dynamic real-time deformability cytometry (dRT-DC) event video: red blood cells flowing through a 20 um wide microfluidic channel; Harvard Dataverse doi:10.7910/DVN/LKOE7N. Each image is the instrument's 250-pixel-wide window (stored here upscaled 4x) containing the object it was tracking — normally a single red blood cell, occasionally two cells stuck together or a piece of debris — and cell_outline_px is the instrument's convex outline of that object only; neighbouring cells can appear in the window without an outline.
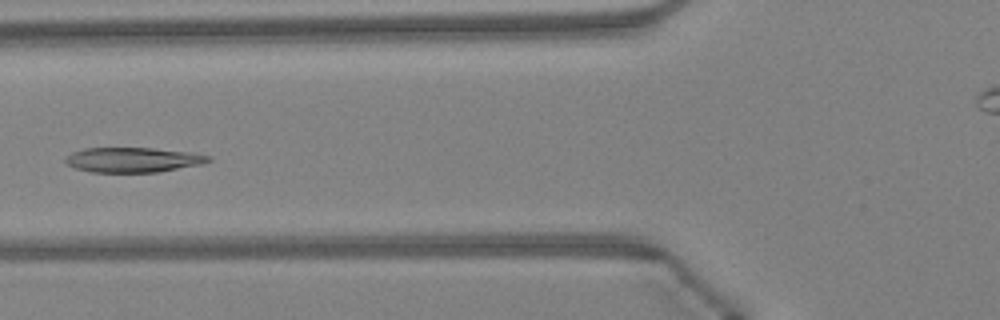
{"species": "Egyptian fruit bat (a non-hibernating species)", "species_latin": "Rousettus aegyptiacus", "temperature_condition": "warm", "stored_images_in_passage": 48, "camera_frame_rate_fps": 3000, "um_per_image_px": 0.085, "animal": {"sex": "female"}, "frame": {"image": 1, "passage_image": 18, "time_ms": 5.667, "image_size_px": [1000, 320], "cell_outline_px": [[212, 160], [204, 164], [160, 172], [92, 172], [76, 168], [64, 164], [64, 160], [72, 152], [84, 148], [152, 148], [188, 152], [212, 156]], "centroid_in_image_um": [11.33, 13.59], "position_along_channel_um": 114.5, "area_um2": 20.87}}
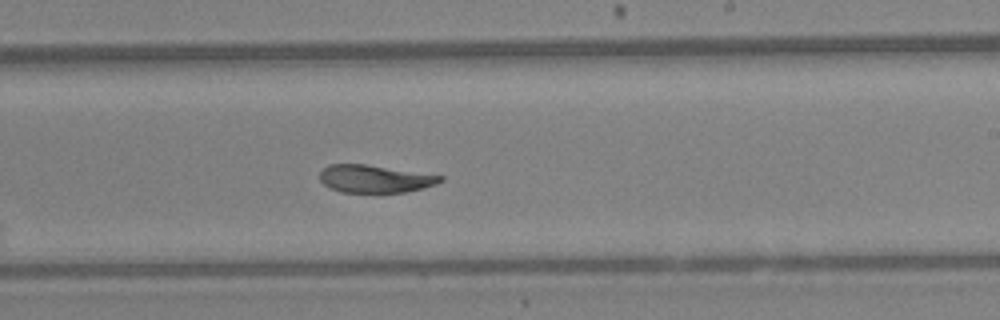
{"frame": {"image": 2, "passage_image": 28, "time_ms": 9.0, "image_size_px": [1000, 320], "cell_outline_px": [[444, 180], [436, 184], [424, 188], [404, 192], [340, 192], [328, 188], [320, 180], [320, 172], [328, 164], [364, 164], [444, 176]], "centroid_in_image_um": [31.85, 15.2], "position_along_channel_um": 257.2, "area_um2": 19.36}}
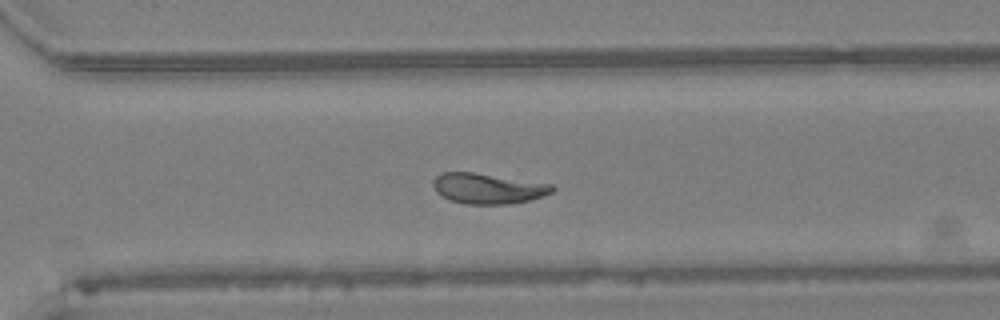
{"frame": {"image": 3, "passage_image": 33, "time_ms": 10.667, "image_size_px": [1000, 320], "cell_outline_px": [[556, 188], [552, 192], [528, 200], [508, 204], [464, 204], [448, 200], [440, 196], [436, 192], [432, 184], [432, 180], [436, 176], [444, 172], [472, 172], [552, 184]], "centroid_in_image_um": [41.41, 16.02], "position_along_channel_um": 329.2, "area_um2": 21.1}, "authors_computed_cell_mechanics": {"area_um2": 21.7039, "velocity_mm_per_s": 4.3161, "shape_relaxation_time_tau1_ms": 5.2327, "shape_relaxation_time_tau2_ms": 2.6941, "deformation_change_tau1": 0.1853, "deformation_change_tau2": 0.092}}